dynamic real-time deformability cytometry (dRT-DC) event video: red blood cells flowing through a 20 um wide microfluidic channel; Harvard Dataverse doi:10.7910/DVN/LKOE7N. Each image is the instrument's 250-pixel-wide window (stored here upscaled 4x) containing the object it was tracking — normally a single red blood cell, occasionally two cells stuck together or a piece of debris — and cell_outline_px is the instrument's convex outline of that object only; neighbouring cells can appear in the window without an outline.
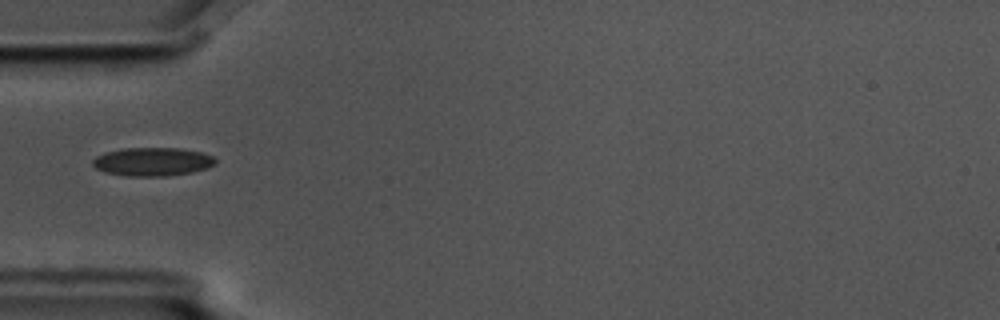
{"species": "common noctule bat (a hibernating species)", "species_latin": "Nyctalus noctula", "temperature_condition": "cold", "stored_images_in_passage": 9, "camera_frame_rate_fps": 3000, "um_per_image_px": 0.085, "animal": {"sex": "male", "body_mass_g": 17.5, "forearm_length_mm": 52.3}, "frame": {"image": 1, "passage_image": 6, "time_ms": 1.667, "image_size_px": [1000, 320], "cell_outline_px": [[216, 164], [208, 168], [192, 172], [164, 176], [124, 176], [104, 172], [96, 168], [92, 164], [92, 160], [96, 156], [104, 152], [124, 148], [176, 148], [204, 152], [212, 156], [216, 160]], "centroid_in_image_um": [12.95, 13.74], "position_along_channel_um": 72.0, "area_um2": 20.52}}